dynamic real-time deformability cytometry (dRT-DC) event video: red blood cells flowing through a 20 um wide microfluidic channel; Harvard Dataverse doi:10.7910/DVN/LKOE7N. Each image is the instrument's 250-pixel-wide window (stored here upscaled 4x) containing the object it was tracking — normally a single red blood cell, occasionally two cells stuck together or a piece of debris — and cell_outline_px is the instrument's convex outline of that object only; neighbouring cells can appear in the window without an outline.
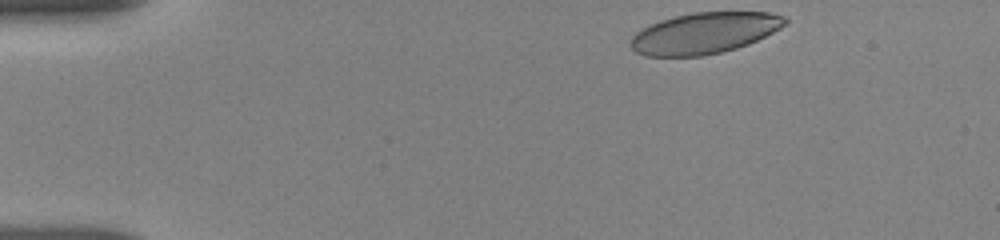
{"species": "human", "species_latin": "Homo sapiens", "temperature_condition": "room temperature", "stored_images_in_passage": 16, "camera_frame_rate_fps": 3000, "um_per_image_px": 0.085, "donor": {"sex": "female"}, "frame": {"image": 1, "passage_image": 1, "time_ms": 0.0, "image_size_px": [1000, 240], "cell_outline_px": [[788, 24], [748, 44], [736, 48], [720, 52], [700, 56], [644, 56], [636, 52], [628, 44], [632, 36], [636, 32], [660, 20], [676, 16], [696, 12], [768, 12], [780, 16], [788, 20]], "centroid_in_image_um": [59.84, 2.82], "position_along_channel_um": 25.2, "area_um2": 36.7}}
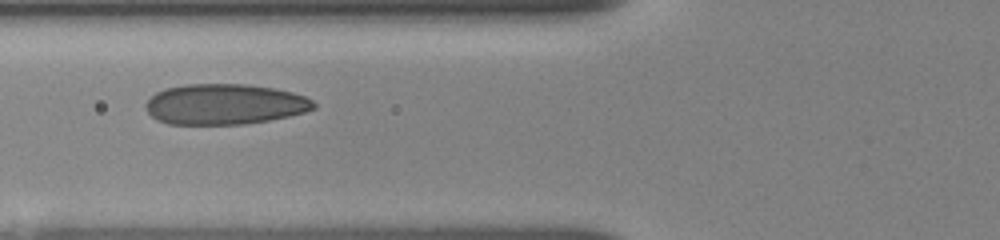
{"frame": {"image": 2, "passage_image": 12, "time_ms": 4.333, "image_size_px": [1000, 240], "cell_outline_px": [[316, 108], [304, 112], [288, 116], [268, 120], [244, 124], [168, 124], [156, 120], [144, 108], [144, 104], [156, 92], [164, 88], [184, 84], [244, 84], [272, 88], [292, 92], [304, 96], [312, 100], [316, 104]], "centroid_in_image_um": [19.06, 8.86], "position_along_channel_um": 106.7, "area_um2": 39.77}}
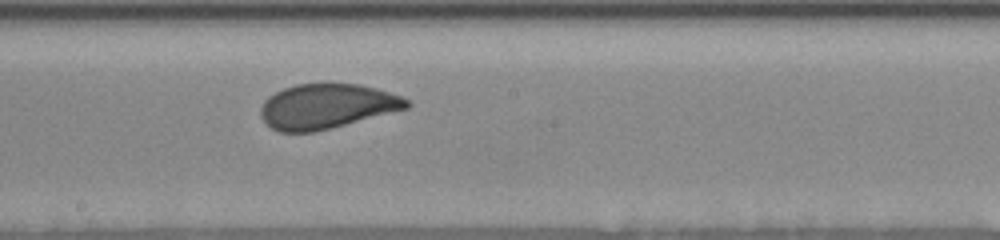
{"frame": {"image": 3, "passage_image": 16, "time_ms": 7.333, "image_size_px": [1000, 240], "cell_outline_px": [[412, 104], [408, 108], [312, 132], [280, 132], [272, 128], [260, 116], [260, 108], [264, 100], [268, 96], [284, 88], [296, 84], [328, 80], [360, 84], [376, 88], [400, 96], [408, 100]], "centroid_in_image_um": [27.75, 8.98], "position_along_channel_um": 220.5, "area_um2": 38.55}}